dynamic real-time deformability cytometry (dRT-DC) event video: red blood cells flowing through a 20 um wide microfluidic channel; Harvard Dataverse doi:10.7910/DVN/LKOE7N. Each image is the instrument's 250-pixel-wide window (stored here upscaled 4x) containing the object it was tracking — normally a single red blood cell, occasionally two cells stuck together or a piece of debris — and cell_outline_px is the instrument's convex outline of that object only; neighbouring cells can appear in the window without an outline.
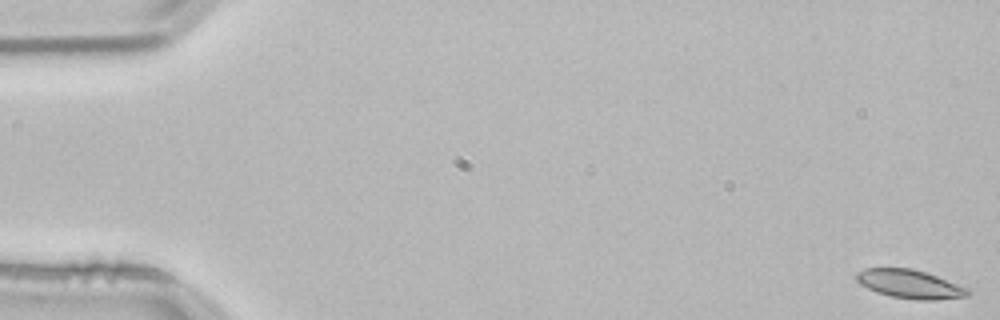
{"species": "common noctule bat (a hibernating species)", "species_latin": "Nyctalus noctula", "temperature_condition": "room temperature", "stored_images_in_passage": 54, "camera_frame_rate_fps": 3000, "um_per_image_px": 0.085, "animal": {"sex": "male", "body_mass_g": 21.5, "forearm_length_mm": 52.0}, "frame": {"image": 1, "passage_image": 1, "time_ms": 0.0, "image_size_px": [1000, 320], "cell_outline_px": [[972, 292], [968, 296], [936, 300], [916, 300], [892, 296], [876, 292], [860, 284], [856, 280], [856, 272], [864, 268], [912, 268], [936, 276], [968, 288]], "centroid_in_image_um": [77.33, 24.15], "position_along_channel_um": 7.7, "area_um2": 18.55}}
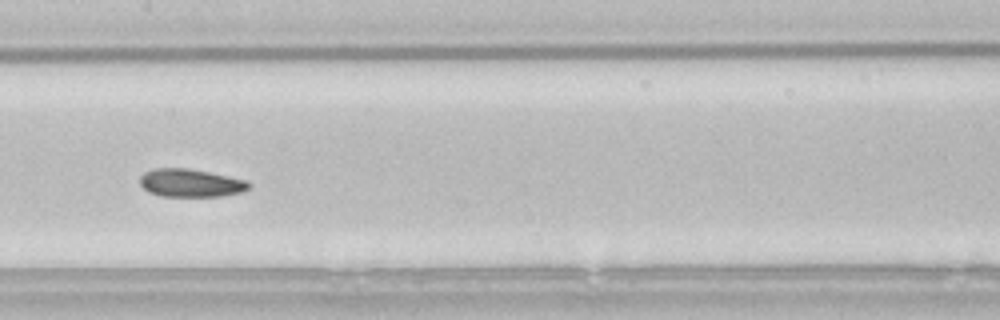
{"frame": {"image": 2, "passage_image": 27, "time_ms": 8.667, "image_size_px": [1000, 320], "cell_outline_px": [[252, 184], [244, 192], [224, 196], [160, 196], [148, 192], [140, 184], [140, 176], [144, 172], [152, 168], [188, 168], [248, 180]], "centroid_in_image_um": [16.21, 15.55], "position_along_channel_um": 191.2, "area_um2": 17.98}}
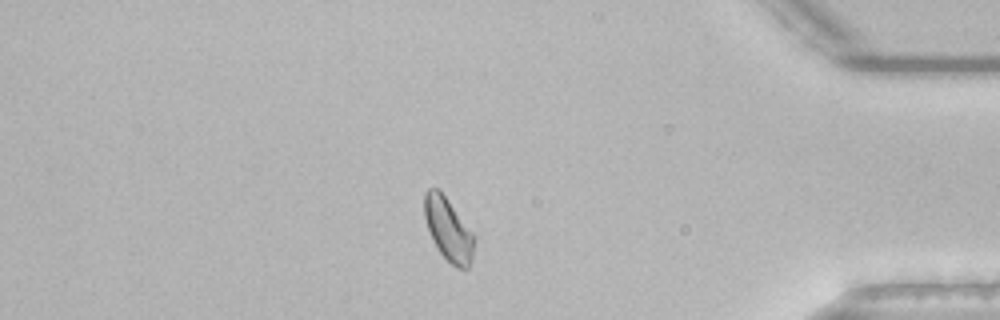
{"frame": {"image": 3, "passage_image": 46, "time_ms": 15.0, "image_size_px": [1000, 320], "cell_outline_px": [[476, 240], [472, 260], [468, 268], [456, 268], [440, 252], [432, 240], [424, 216], [424, 192], [428, 188], [440, 188], [476, 236]], "centroid_in_image_um": [38.13, 19.47], "position_along_channel_um": 397.1, "area_um2": 18.61}, "authors_computed_cell_mechanics": {"area_um2": 18.2648, "velocity_mm_per_s": 3.8076, "shape_relaxation_time_tau1_ms": 8.1509, "shape_relaxation_time_tau2_ms": 1.3207, "deformation_change_tau1": 0.108, "deformation_change_tau2": 0.0622}}